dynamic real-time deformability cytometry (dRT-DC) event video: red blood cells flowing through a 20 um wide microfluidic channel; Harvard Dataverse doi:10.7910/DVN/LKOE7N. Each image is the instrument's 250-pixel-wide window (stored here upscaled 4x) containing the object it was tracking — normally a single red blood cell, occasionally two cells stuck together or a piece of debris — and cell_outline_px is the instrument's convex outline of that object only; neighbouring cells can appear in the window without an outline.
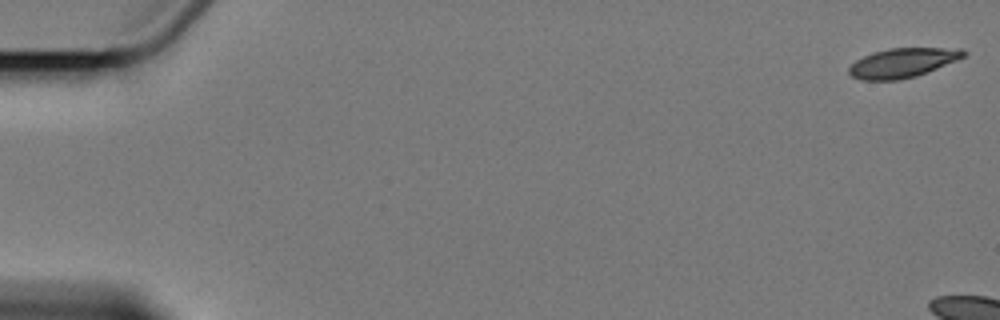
{"species": "Egyptian fruit bat (a non-hibernating species)", "species_latin": "Rousettus aegyptiacus", "temperature_condition": "cold", "stored_images_in_passage": 2, "camera_frame_rate_fps": 3000, "um_per_image_px": 0.085, "animal": {"sex": "female"}, "frame": {"image": 1, "passage_image": 2, "time_ms": 1.333, "image_size_px": [1000, 320], "cell_outline_px": [[968, 52], [964, 56], [956, 60], [916, 76], [900, 80], [860, 80], [852, 76], [848, 72], [848, 68], [856, 60], [872, 52], [888, 48], [960, 48]], "centroid_in_image_um": [76.69, 5.33], "position_along_channel_um": 8.3, "area_um2": 19.54}}